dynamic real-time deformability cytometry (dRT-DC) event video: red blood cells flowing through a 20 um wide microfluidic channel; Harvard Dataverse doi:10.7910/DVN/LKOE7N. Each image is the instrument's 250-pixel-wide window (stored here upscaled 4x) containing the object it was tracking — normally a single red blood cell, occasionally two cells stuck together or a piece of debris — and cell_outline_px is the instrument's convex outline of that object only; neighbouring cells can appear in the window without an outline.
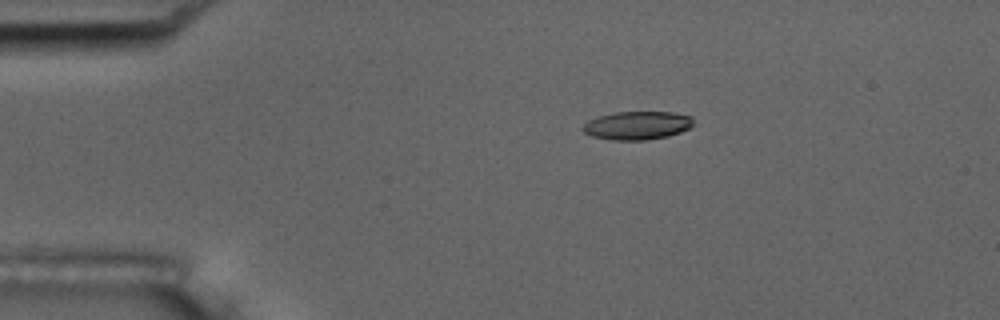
{"species": "common noctule bat (a hibernating species)", "species_latin": "Nyctalus noctula", "temperature_condition": "room temperature", "stored_images_in_passage": 45, "camera_frame_rate_fps": 3000, "um_per_image_px": 0.085, "animal": {"sex": "male", "body_mass_g": 17.5, "forearm_length_mm": 52.3}, "frame": {"image": 1, "passage_image": 1, "time_ms": 0.0, "image_size_px": [1000, 320], "cell_outline_px": [[696, 124], [692, 128], [668, 136], [644, 140], [612, 140], [592, 136], [584, 132], [580, 128], [588, 120], [600, 116], [616, 112], [672, 112], [692, 116]], "centroid_in_image_um": [54.21, 10.66], "position_along_channel_um": 30.8, "area_um2": 18.44}}
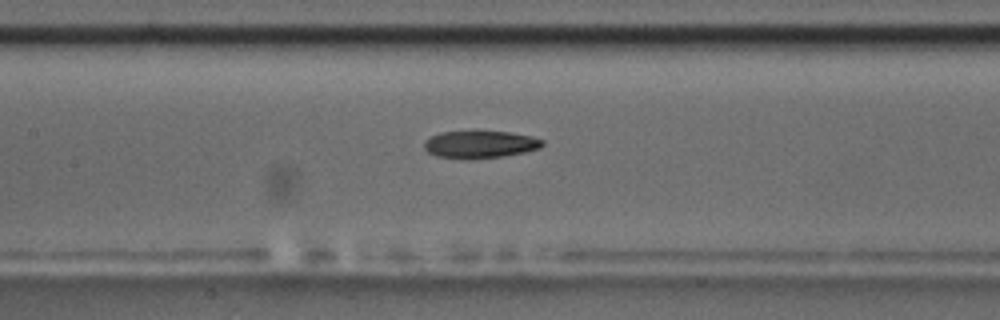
{"frame": {"image": 2, "passage_image": 16, "time_ms": 5.0, "image_size_px": [1000, 320], "cell_outline_px": [[544, 144], [540, 148], [524, 152], [504, 156], [472, 160], [436, 156], [428, 152], [424, 148], [424, 144], [432, 136], [440, 132], [508, 132], [532, 136], [544, 140]], "centroid_in_image_um": [40.83, 12.3], "position_along_channel_um": 166.6, "area_um2": 18.79}}
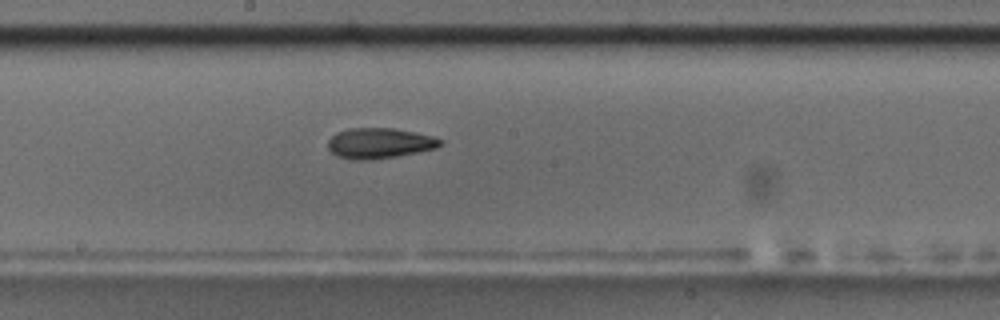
{"frame": {"image": 3, "passage_image": 20, "time_ms": 6.333, "image_size_px": [1000, 320], "cell_outline_px": [[444, 140], [436, 148], [396, 156], [372, 160], [352, 160], [336, 156], [328, 148], [328, 140], [336, 132], [348, 128], [396, 128], [416, 132], [432, 136]], "centroid_in_image_um": [32.22, 12.17], "position_along_channel_um": 216.0, "area_um2": 20.06}, "authors_computed_cell_mechanics": {"area_um2": 19.8254, "velocity_mm_per_s": 3.7253, "shape_relaxation_time_tau1_ms": 6.8083, "shape_relaxation_time_tau2_ms": 4.512, "deformation_change_tau1": 0.1858, "deformation_change_tau2": 0.1301}}